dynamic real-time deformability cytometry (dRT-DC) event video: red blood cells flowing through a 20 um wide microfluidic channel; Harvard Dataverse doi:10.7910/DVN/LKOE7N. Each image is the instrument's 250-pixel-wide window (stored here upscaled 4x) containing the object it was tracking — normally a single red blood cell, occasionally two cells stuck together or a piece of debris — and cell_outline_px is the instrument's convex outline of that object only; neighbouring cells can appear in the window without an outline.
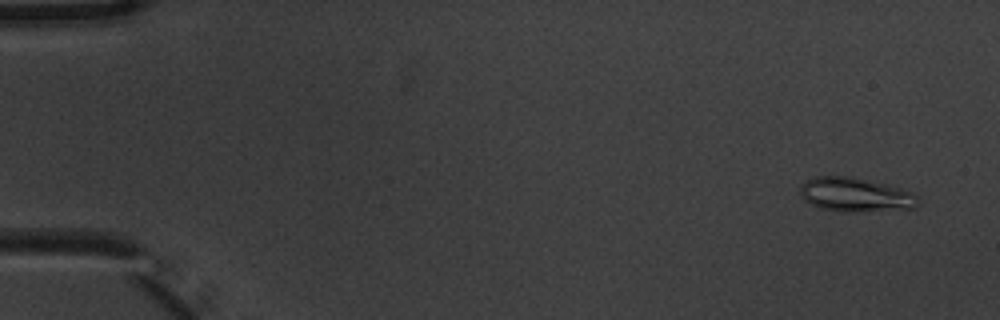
{"species": "common noctule bat (a hibernating species)", "species_latin": "Nyctalus noctula", "temperature_condition": "warm", "stored_images_in_passage": 5, "camera_frame_rate_fps": 3000, "um_per_image_px": 0.085, "animal": {"sex": "male", "body_mass_g": 20.1, "forearm_length_mm": 53.5}, "frame": {"image": 1, "passage_image": 1, "time_ms": 0.0, "image_size_px": [1000, 320], "cell_outline_px": [[920, 204], [916, 208], [856, 212], [844, 212], [820, 208], [804, 200], [800, 196], [800, 184], [816, 176], [852, 176], [888, 184], [912, 192], [920, 200]], "centroid_in_image_um": [72.73, 16.55], "position_along_channel_um": 12.3, "area_um2": 23.76}}
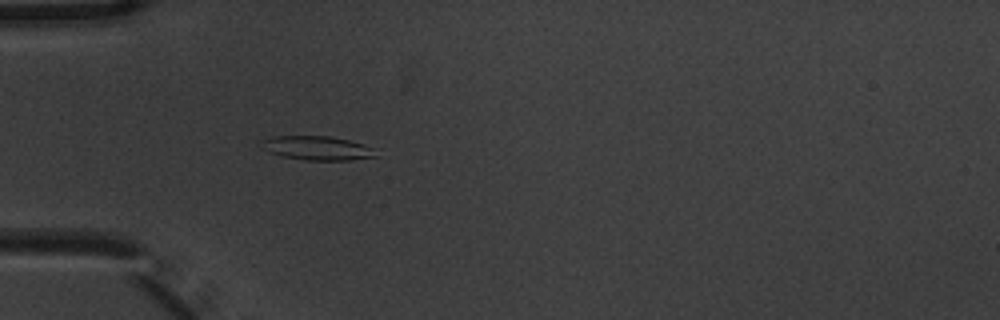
{"frame": {"image": 2, "passage_image": 5, "time_ms": 1.333, "image_size_px": [1000, 320], "cell_outline_px": [[380, 156], [352, 160], [304, 160], [280, 156], [264, 148], [264, 140], [276, 136], [328, 136], [348, 140], [364, 144], [376, 148]], "centroid_in_image_um": [27.11, 12.6], "position_along_channel_um": 57.9, "area_um2": 15.95}}